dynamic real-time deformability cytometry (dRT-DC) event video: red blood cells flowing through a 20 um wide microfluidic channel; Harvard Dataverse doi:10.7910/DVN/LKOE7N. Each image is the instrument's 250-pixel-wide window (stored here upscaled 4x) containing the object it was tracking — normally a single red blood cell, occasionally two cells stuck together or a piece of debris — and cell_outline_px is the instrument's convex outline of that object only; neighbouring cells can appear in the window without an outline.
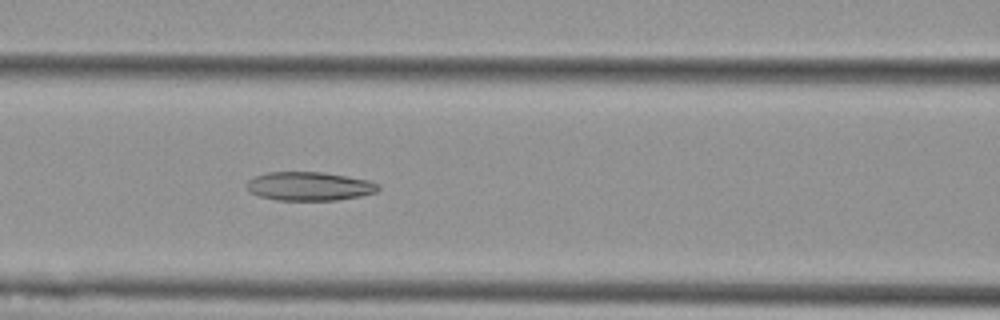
{"species": "Egyptian fruit bat (a non-hibernating species)", "species_latin": "Rousettus aegyptiacus", "temperature_condition": "cold", "stored_images_in_passage": 36, "camera_frame_rate_fps": 3000, "um_per_image_px": 0.085, "animal": {"sex": "female"}, "frame": {"image": 1, "passage_image": 10, "time_ms": 3.0, "image_size_px": [1000, 320], "cell_outline_px": [[380, 188], [376, 192], [360, 196], [336, 200], [276, 200], [260, 196], [252, 192], [244, 184], [248, 180], [256, 176], [268, 172], [324, 172], [348, 176], [368, 180], [380, 184]], "centroid_in_image_um": [26.32, 15.82], "position_along_channel_um": 140.3, "area_um2": 22.02}}
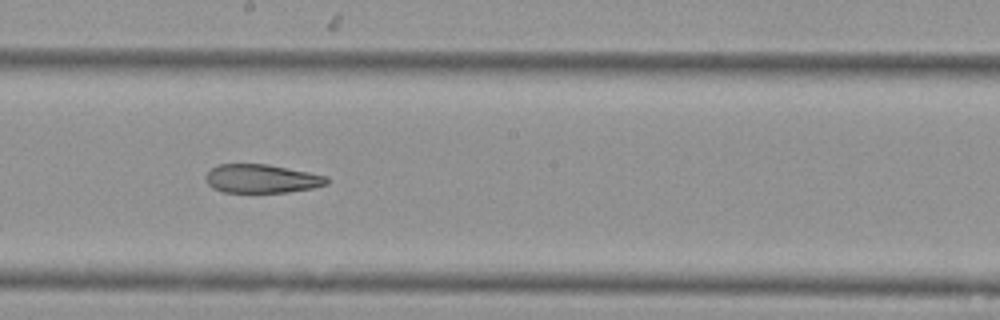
{"frame": {"image": 2, "passage_image": 17, "time_ms": 5.333, "image_size_px": [1000, 320], "cell_outline_px": [[328, 184], [312, 188], [288, 192], [224, 192], [212, 188], [204, 180], [204, 176], [216, 164], [268, 164], [328, 176]], "centroid_in_image_um": [22.21, 15.18], "position_along_channel_um": 226.0, "area_um2": 20.29}}
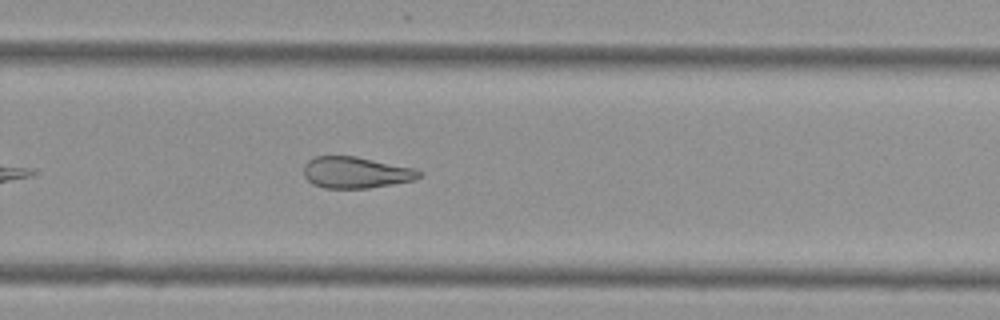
{"frame": {"image": 3, "passage_image": 23, "time_ms": 7.333, "image_size_px": [1000, 320], "cell_outline_px": [[420, 176], [412, 180], [368, 188], [324, 188], [312, 184], [304, 176], [304, 164], [308, 160], [316, 156], [356, 156], [416, 168], [420, 172]], "centroid_in_image_um": [30.21, 14.65], "position_along_channel_um": 299.6, "area_um2": 21.04}, "authors_computed_cell_mechanics": {"area_um2": 22.2819, "velocity_mm_per_s": 3.6974, "shape_relaxation_time_tau1_ms": null, "shape_relaxation_time_tau2_ms": 7.4955, "deformation_change_tau1": null, "deformation_change_tau2": 0.1881}}